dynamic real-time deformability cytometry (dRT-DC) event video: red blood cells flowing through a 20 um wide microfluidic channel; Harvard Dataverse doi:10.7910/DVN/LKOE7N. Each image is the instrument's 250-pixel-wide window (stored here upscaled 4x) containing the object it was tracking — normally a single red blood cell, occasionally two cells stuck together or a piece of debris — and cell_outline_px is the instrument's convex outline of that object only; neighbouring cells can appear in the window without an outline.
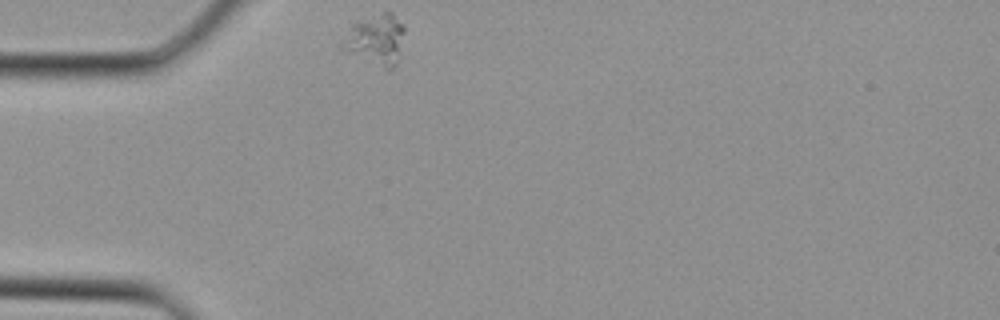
{"species": "Egyptian fruit bat (a non-hibernating species)", "species_latin": "Rousettus aegyptiacus", "temperature_condition": "cold", "stored_images_in_passage": 22, "camera_frame_rate_fps": 3000, "um_per_image_px": 0.085, "animal": {"sex": "female"}, "frame": {"image": 1, "passage_image": 1, "time_ms": 0.0, "image_size_px": [1000, 320], "cell_outline_px": [[404, 32], [396, 64], [388, 72], [340, 48], [352, 24], [384, 12], [392, 12], [404, 24]], "centroid_in_image_um": [31.98, 3.4], "position_along_channel_um": 53.0, "area_um2": 17.98}}
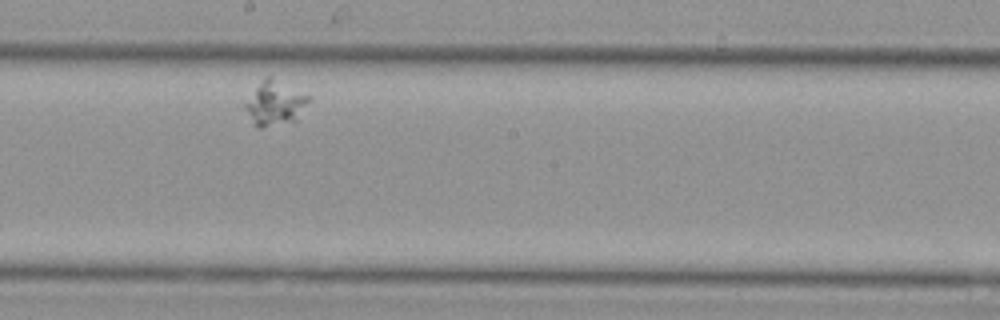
{"frame": {"image": 2, "passage_image": 13, "time_ms": 4.0, "image_size_px": [1000, 320], "cell_outline_px": [[308, 100], [296, 120], [260, 128], [256, 128], [252, 124], [244, 108], [244, 104], [264, 76], [272, 76], [308, 96]], "centroid_in_image_um": [23.3, 8.78], "position_along_channel_um": 224.9, "area_um2": 16.07}}
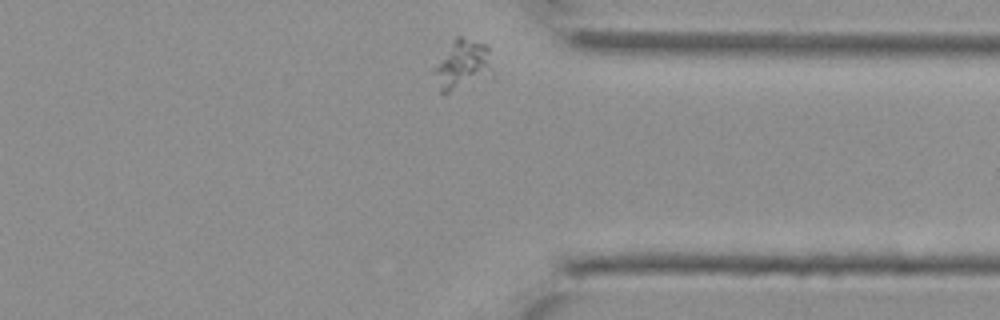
{"frame": {"image": 3, "passage_image": 22, "time_ms": 7.0, "image_size_px": [1000, 320], "cell_outline_px": [[492, 76], [444, 96], [440, 92], [436, 72], [436, 68], [452, 40], [456, 36], [460, 36], [488, 44]], "centroid_in_image_um": [39.37, 5.53], "position_along_channel_um": 372.0, "area_um2": 16.7}}